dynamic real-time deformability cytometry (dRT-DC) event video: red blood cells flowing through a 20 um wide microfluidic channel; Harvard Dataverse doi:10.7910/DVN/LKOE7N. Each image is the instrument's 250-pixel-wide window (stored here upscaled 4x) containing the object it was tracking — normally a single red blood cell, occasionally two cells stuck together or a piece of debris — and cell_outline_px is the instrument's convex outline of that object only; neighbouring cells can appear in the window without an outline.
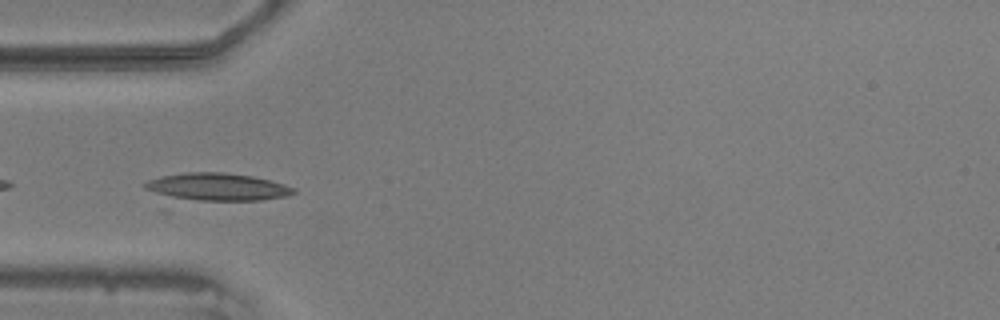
{"species": "common noctule bat (a hibernating species)", "species_latin": "Nyctalus noctula", "temperature_condition": "warm", "stored_images_in_passage": 34, "camera_frame_rate_fps": 3000, "um_per_image_px": 0.085, "animal": {"sex": "male", "body_mass_g": 20.5, "forearm_length_mm": 52.5}, "frame": {"image": 1, "passage_image": 4, "time_ms": 1.0, "image_size_px": [1000, 320], "cell_outline_px": [[296, 192], [288, 196], [260, 200], [168, 212], [160, 212], [144, 188], [144, 184], [148, 180], [164, 176], [184, 172], [224, 172], [252, 176], [284, 184], [292, 188]], "centroid_in_image_um": [17.89, 16.16], "position_along_channel_um": 67.1, "area_um2": 29.82}}
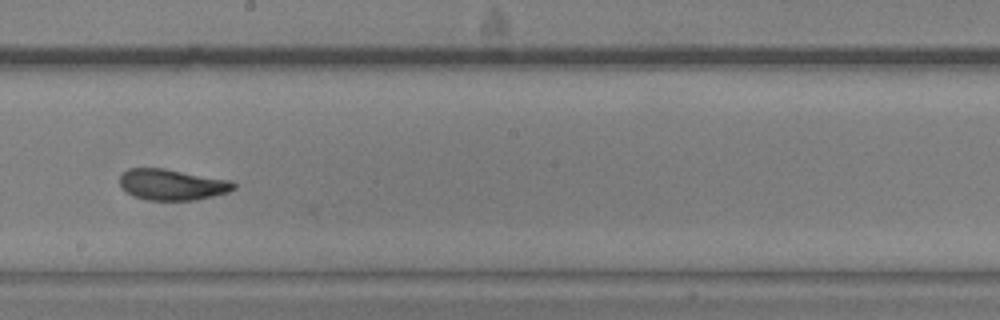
{"frame": {"image": 2, "passage_image": 18, "time_ms": 5.667, "image_size_px": [1000, 320], "cell_outline_px": [[236, 188], [228, 192], [196, 200], [144, 200], [132, 196], [120, 184], [120, 176], [128, 168], [164, 168], [232, 180], [236, 184]], "centroid_in_image_um": [14.65, 15.69], "position_along_channel_um": 233.5, "area_um2": 20.69}}
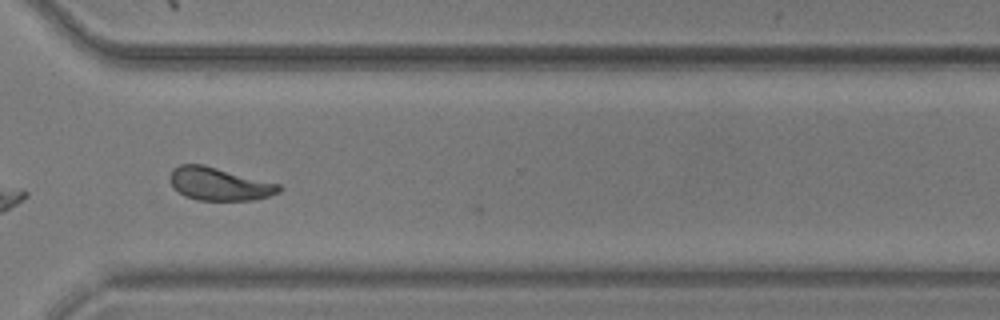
{"frame": {"image": 3, "passage_image": 28, "time_ms": 9.0, "image_size_px": [1000, 320], "cell_outline_px": [[284, 188], [280, 192], [268, 196], [252, 200], [196, 200], [184, 196], [172, 188], [168, 180], [168, 176], [172, 168], [180, 164], [204, 164], [280, 184]], "centroid_in_image_um": [18.58, 15.63], "position_along_channel_um": 352.0, "area_um2": 21.33}, "authors_computed_cell_mechanics": {"area_um2": 20.6924, "velocity_mm_per_s": 3.5542, "shape_relaxation_time_tau1_ms": 3.0605, "shape_relaxation_time_tau2_ms": 1.5789, "deformation_change_tau1": 0.1562, "deformation_change_tau2": 0.088}}